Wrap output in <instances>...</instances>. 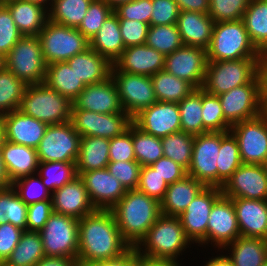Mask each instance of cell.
<instances>
[{"label":"cell","mask_w":267,"mask_h":266,"mask_svg":"<svg viewBox=\"0 0 267 266\" xmlns=\"http://www.w3.org/2000/svg\"><path fill=\"white\" fill-rule=\"evenodd\" d=\"M45 257L39 232L24 231L4 266H35Z\"/></svg>","instance_id":"d590c367"},{"label":"cell","mask_w":267,"mask_h":266,"mask_svg":"<svg viewBox=\"0 0 267 266\" xmlns=\"http://www.w3.org/2000/svg\"><path fill=\"white\" fill-rule=\"evenodd\" d=\"M71 122L81 137L112 139L128 129L132 118L127 113L103 114L83 109H71Z\"/></svg>","instance_id":"5bb4252c"},{"label":"cell","mask_w":267,"mask_h":266,"mask_svg":"<svg viewBox=\"0 0 267 266\" xmlns=\"http://www.w3.org/2000/svg\"><path fill=\"white\" fill-rule=\"evenodd\" d=\"M0 63L26 85L45 81L47 64L38 36H22Z\"/></svg>","instance_id":"8992f818"},{"label":"cell","mask_w":267,"mask_h":266,"mask_svg":"<svg viewBox=\"0 0 267 266\" xmlns=\"http://www.w3.org/2000/svg\"><path fill=\"white\" fill-rule=\"evenodd\" d=\"M4 140L37 149L48 127L19 110L1 116Z\"/></svg>","instance_id":"d4e9b609"},{"label":"cell","mask_w":267,"mask_h":266,"mask_svg":"<svg viewBox=\"0 0 267 266\" xmlns=\"http://www.w3.org/2000/svg\"><path fill=\"white\" fill-rule=\"evenodd\" d=\"M263 166H264V169H265V172H266V175H267V159H266V161L264 162Z\"/></svg>","instance_id":"979ff035"},{"label":"cell","mask_w":267,"mask_h":266,"mask_svg":"<svg viewBox=\"0 0 267 266\" xmlns=\"http://www.w3.org/2000/svg\"><path fill=\"white\" fill-rule=\"evenodd\" d=\"M22 36L9 10L0 4V62Z\"/></svg>","instance_id":"f5cc1de1"},{"label":"cell","mask_w":267,"mask_h":266,"mask_svg":"<svg viewBox=\"0 0 267 266\" xmlns=\"http://www.w3.org/2000/svg\"><path fill=\"white\" fill-rule=\"evenodd\" d=\"M225 120L232 126L263 113V83L259 73L248 83L218 95Z\"/></svg>","instance_id":"9c48e42d"},{"label":"cell","mask_w":267,"mask_h":266,"mask_svg":"<svg viewBox=\"0 0 267 266\" xmlns=\"http://www.w3.org/2000/svg\"><path fill=\"white\" fill-rule=\"evenodd\" d=\"M205 187L191 176L168 185L164 199L160 202L161 214L178 217Z\"/></svg>","instance_id":"f546056e"},{"label":"cell","mask_w":267,"mask_h":266,"mask_svg":"<svg viewBox=\"0 0 267 266\" xmlns=\"http://www.w3.org/2000/svg\"><path fill=\"white\" fill-rule=\"evenodd\" d=\"M229 198L267 200V175L263 165L242 163L221 187Z\"/></svg>","instance_id":"ac0fdd59"},{"label":"cell","mask_w":267,"mask_h":266,"mask_svg":"<svg viewBox=\"0 0 267 266\" xmlns=\"http://www.w3.org/2000/svg\"><path fill=\"white\" fill-rule=\"evenodd\" d=\"M263 83V110H267V82Z\"/></svg>","instance_id":"2a66077c"},{"label":"cell","mask_w":267,"mask_h":266,"mask_svg":"<svg viewBox=\"0 0 267 266\" xmlns=\"http://www.w3.org/2000/svg\"><path fill=\"white\" fill-rule=\"evenodd\" d=\"M79 220L52 213L39 231L45 256L77 259L79 246Z\"/></svg>","instance_id":"30bf717a"},{"label":"cell","mask_w":267,"mask_h":266,"mask_svg":"<svg viewBox=\"0 0 267 266\" xmlns=\"http://www.w3.org/2000/svg\"><path fill=\"white\" fill-rule=\"evenodd\" d=\"M190 242L179 217L161 214L134 248L146 257L176 261ZM141 246H144V251Z\"/></svg>","instance_id":"3957f363"},{"label":"cell","mask_w":267,"mask_h":266,"mask_svg":"<svg viewBox=\"0 0 267 266\" xmlns=\"http://www.w3.org/2000/svg\"><path fill=\"white\" fill-rule=\"evenodd\" d=\"M259 58L208 61L202 89L212 95H220L248 84L258 73Z\"/></svg>","instance_id":"52a82bcc"},{"label":"cell","mask_w":267,"mask_h":266,"mask_svg":"<svg viewBox=\"0 0 267 266\" xmlns=\"http://www.w3.org/2000/svg\"><path fill=\"white\" fill-rule=\"evenodd\" d=\"M80 141L71 121L48 125L36 149L39 162H76Z\"/></svg>","instance_id":"8fae6325"},{"label":"cell","mask_w":267,"mask_h":266,"mask_svg":"<svg viewBox=\"0 0 267 266\" xmlns=\"http://www.w3.org/2000/svg\"><path fill=\"white\" fill-rule=\"evenodd\" d=\"M75 164L76 162H40L37 174L44 186L53 193L77 176Z\"/></svg>","instance_id":"7dc6e473"},{"label":"cell","mask_w":267,"mask_h":266,"mask_svg":"<svg viewBox=\"0 0 267 266\" xmlns=\"http://www.w3.org/2000/svg\"><path fill=\"white\" fill-rule=\"evenodd\" d=\"M24 230L9 222L0 225V265L9 258Z\"/></svg>","instance_id":"6125c7cd"},{"label":"cell","mask_w":267,"mask_h":266,"mask_svg":"<svg viewBox=\"0 0 267 266\" xmlns=\"http://www.w3.org/2000/svg\"><path fill=\"white\" fill-rule=\"evenodd\" d=\"M23 36H38L48 20L47 7L23 0H12L3 4Z\"/></svg>","instance_id":"f1b7e54d"},{"label":"cell","mask_w":267,"mask_h":266,"mask_svg":"<svg viewBox=\"0 0 267 266\" xmlns=\"http://www.w3.org/2000/svg\"><path fill=\"white\" fill-rule=\"evenodd\" d=\"M180 11L208 13L209 0H175Z\"/></svg>","instance_id":"e7e4bbea"},{"label":"cell","mask_w":267,"mask_h":266,"mask_svg":"<svg viewBox=\"0 0 267 266\" xmlns=\"http://www.w3.org/2000/svg\"><path fill=\"white\" fill-rule=\"evenodd\" d=\"M152 0H132L113 9L119 19L137 20L150 25Z\"/></svg>","instance_id":"9f6ffc18"},{"label":"cell","mask_w":267,"mask_h":266,"mask_svg":"<svg viewBox=\"0 0 267 266\" xmlns=\"http://www.w3.org/2000/svg\"><path fill=\"white\" fill-rule=\"evenodd\" d=\"M207 62L204 48L183 45L165 56L164 70L198 89L204 84Z\"/></svg>","instance_id":"e0dca14e"},{"label":"cell","mask_w":267,"mask_h":266,"mask_svg":"<svg viewBox=\"0 0 267 266\" xmlns=\"http://www.w3.org/2000/svg\"><path fill=\"white\" fill-rule=\"evenodd\" d=\"M222 195V189L205 186L178 217L185 235L191 242L207 244V225L214 202Z\"/></svg>","instance_id":"9a60e30c"},{"label":"cell","mask_w":267,"mask_h":266,"mask_svg":"<svg viewBox=\"0 0 267 266\" xmlns=\"http://www.w3.org/2000/svg\"><path fill=\"white\" fill-rule=\"evenodd\" d=\"M44 83L73 102L86 87L67 62L47 65Z\"/></svg>","instance_id":"836d02e7"},{"label":"cell","mask_w":267,"mask_h":266,"mask_svg":"<svg viewBox=\"0 0 267 266\" xmlns=\"http://www.w3.org/2000/svg\"><path fill=\"white\" fill-rule=\"evenodd\" d=\"M9 186H11V184L6 174L3 161H2V157H1V152H0V189L6 188Z\"/></svg>","instance_id":"8c879c8a"},{"label":"cell","mask_w":267,"mask_h":266,"mask_svg":"<svg viewBox=\"0 0 267 266\" xmlns=\"http://www.w3.org/2000/svg\"><path fill=\"white\" fill-rule=\"evenodd\" d=\"M38 37L47 65L66 62L90 48L89 40L77 28L57 24L49 19Z\"/></svg>","instance_id":"ba28073f"},{"label":"cell","mask_w":267,"mask_h":266,"mask_svg":"<svg viewBox=\"0 0 267 266\" xmlns=\"http://www.w3.org/2000/svg\"><path fill=\"white\" fill-rule=\"evenodd\" d=\"M72 102L45 83L27 85L18 110L47 125L71 121Z\"/></svg>","instance_id":"5b68a950"},{"label":"cell","mask_w":267,"mask_h":266,"mask_svg":"<svg viewBox=\"0 0 267 266\" xmlns=\"http://www.w3.org/2000/svg\"><path fill=\"white\" fill-rule=\"evenodd\" d=\"M112 13L113 8L104 0H93L77 29L90 41Z\"/></svg>","instance_id":"f907efd6"},{"label":"cell","mask_w":267,"mask_h":266,"mask_svg":"<svg viewBox=\"0 0 267 266\" xmlns=\"http://www.w3.org/2000/svg\"><path fill=\"white\" fill-rule=\"evenodd\" d=\"M78 260L101 262L121 257L132 247L122 237L111 210L96 209L79 220Z\"/></svg>","instance_id":"6da1fadb"},{"label":"cell","mask_w":267,"mask_h":266,"mask_svg":"<svg viewBox=\"0 0 267 266\" xmlns=\"http://www.w3.org/2000/svg\"><path fill=\"white\" fill-rule=\"evenodd\" d=\"M90 48L105 57L112 65L125 49L121 37L119 18L113 12L100 30L90 39Z\"/></svg>","instance_id":"1f68e13d"},{"label":"cell","mask_w":267,"mask_h":266,"mask_svg":"<svg viewBox=\"0 0 267 266\" xmlns=\"http://www.w3.org/2000/svg\"><path fill=\"white\" fill-rule=\"evenodd\" d=\"M119 26L125 48L145 44L149 24L137 20L119 19Z\"/></svg>","instance_id":"680465c9"},{"label":"cell","mask_w":267,"mask_h":266,"mask_svg":"<svg viewBox=\"0 0 267 266\" xmlns=\"http://www.w3.org/2000/svg\"><path fill=\"white\" fill-rule=\"evenodd\" d=\"M9 1H12V0H0V4H5V3L9 2Z\"/></svg>","instance_id":"deb4b68c"},{"label":"cell","mask_w":267,"mask_h":266,"mask_svg":"<svg viewBox=\"0 0 267 266\" xmlns=\"http://www.w3.org/2000/svg\"><path fill=\"white\" fill-rule=\"evenodd\" d=\"M20 198L31 205L36 202L51 200L50 191L44 186L41 177L35 178L34 174L20 178L11 184ZM18 187V188H17Z\"/></svg>","instance_id":"816d5d0a"},{"label":"cell","mask_w":267,"mask_h":266,"mask_svg":"<svg viewBox=\"0 0 267 266\" xmlns=\"http://www.w3.org/2000/svg\"><path fill=\"white\" fill-rule=\"evenodd\" d=\"M102 266H126V253L119 258L102 261Z\"/></svg>","instance_id":"753ad0ef"},{"label":"cell","mask_w":267,"mask_h":266,"mask_svg":"<svg viewBox=\"0 0 267 266\" xmlns=\"http://www.w3.org/2000/svg\"><path fill=\"white\" fill-rule=\"evenodd\" d=\"M141 165L136 161H117L109 162L107 170L111 175L115 176L126 190L137 189Z\"/></svg>","instance_id":"11a10c76"},{"label":"cell","mask_w":267,"mask_h":266,"mask_svg":"<svg viewBox=\"0 0 267 266\" xmlns=\"http://www.w3.org/2000/svg\"><path fill=\"white\" fill-rule=\"evenodd\" d=\"M157 101L179 103L195 88L187 81L175 77L165 70L150 76Z\"/></svg>","instance_id":"f35d334b"},{"label":"cell","mask_w":267,"mask_h":266,"mask_svg":"<svg viewBox=\"0 0 267 266\" xmlns=\"http://www.w3.org/2000/svg\"><path fill=\"white\" fill-rule=\"evenodd\" d=\"M181 131L192 135L207 133L202 122V88L193 90L179 103Z\"/></svg>","instance_id":"ab89813d"},{"label":"cell","mask_w":267,"mask_h":266,"mask_svg":"<svg viewBox=\"0 0 267 266\" xmlns=\"http://www.w3.org/2000/svg\"><path fill=\"white\" fill-rule=\"evenodd\" d=\"M145 266H180L177 261L156 259L145 256Z\"/></svg>","instance_id":"89a4df30"},{"label":"cell","mask_w":267,"mask_h":266,"mask_svg":"<svg viewBox=\"0 0 267 266\" xmlns=\"http://www.w3.org/2000/svg\"><path fill=\"white\" fill-rule=\"evenodd\" d=\"M109 163V139L102 137H81L76 173L106 168Z\"/></svg>","instance_id":"d6a6232c"},{"label":"cell","mask_w":267,"mask_h":266,"mask_svg":"<svg viewBox=\"0 0 267 266\" xmlns=\"http://www.w3.org/2000/svg\"><path fill=\"white\" fill-rule=\"evenodd\" d=\"M168 183L172 184L182 180L187 171L179 164L165 156L150 165Z\"/></svg>","instance_id":"be15d7a7"},{"label":"cell","mask_w":267,"mask_h":266,"mask_svg":"<svg viewBox=\"0 0 267 266\" xmlns=\"http://www.w3.org/2000/svg\"><path fill=\"white\" fill-rule=\"evenodd\" d=\"M26 84L0 63V115L18 110Z\"/></svg>","instance_id":"7bdbcfd3"},{"label":"cell","mask_w":267,"mask_h":266,"mask_svg":"<svg viewBox=\"0 0 267 266\" xmlns=\"http://www.w3.org/2000/svg\"><path fill=\"white\" fill-rule=\"evenodd\" d=\"M263 113H264L265 115H267V110H263Z\"/></svg>","instance_id":"67dfc351"},{"label":"cell","mask_w":267,"mask_h":266,"mask_svg":"<svg viewBox=\"0 0 267 266\" xmlns=\"http://www.w3.org/2000/svg\"><path fill=\"white\" fill-rule=\"evenodd\" d=\"M145 44L165 56L184 45L177 24L150 25Z\"/></svg>","instance_id":"bcb514c9"},{"label":"cell","mask_w":267,"mask_h":266,"mask_svg":"<svg viewBox=\"0 0 267 266\" xmlns=\"http://www.w3.org/2000/svg\"><path fill=\"white\" fill-rule=\"evenodd\" d=\"M168 185L150 165L141 167L137 190L161 202L165 197Z\"/></svg>","instance_id":"db71d44e"},{"label":"cell","mask_w":267,"mask_h":266,"mask_svg":"<svg viewBox=\"0 0 267 266\" xmlns=\"http://www.w3.org/2000/svg\"><path fill=\"white\" fill-rule=\"evenodd\" d=\"M132 143L136 161L141 166H149L164 156L161 138L143 132L133 123Z\"/></svg>","instance_id":"f6af8a7d"},{"label":"cell","mask_w":267,"mask_h":266,"mask_svg":"<svg viewBox=\"0 0 267 266\" xmlns=\"http://www.w3.org/2000/svg\"><path fill=\"white\" fill-rule=\"evenodd\" d=\"M152 9L150 25L177 23L180 10L175 0H152Z\"/></svg>","instance_id":"91938a15"},{"label":"cell","mask_w":267,"mask_h":266,"mask_svg":"<svg viewBox=\"0 0 267 266\" xmlns=\"http://www.w3.org/2000/svg\"><path fill=\"white\" fill-rule=\"evenodd\" d=\"M195 135L177 132L161 138L163 154L181 165L186 171L192 160V148Z\"/></svg>","instance_id":"ee69618b"},{"label":"cell","mask_w":267,"mask_h":266,"mask_svg":"<svg viewBox=\"0 0 267 266\" xmlns=\"http://www.w3.org/2000/svg\"><path fill=\"white\" fill-rule=\"evenodd\" d=\"M227 247L232 250L227 257L234 266H262L267 262V240L262 238L239 236Z\"/></svg>","instance_id":"e575fe53"},{"label":"cell","mask_w":267,"mask_h":266,"mask_svg":"<svg viewBox=\"0 0 267 266\" xmlns=\"http://www.w3.org/2000/svg\"><path fill=\"white\" fill-rule=\"evenodd\" d=\"M122 107L131 118L157 102L150 76L111 71Z\"/></svg>","instance_id":"4fadbf2b"},{"label":"cell","mask_w":267,"mask_h":266,"mask_svg":"<svg viewBox=\"0 0 267 266\" xmlns=\"http://www.w3.org/2000/svg\"><path fill=\"white\" fill-rule=\"evenodd\" d=\"M126 266H145V256L138 254L132 247L126 252Z\"/></svg>","instance_id":"003e7915"},{"label":"cell","mask_w":267,"mask_h":266,"mask_svg":"<svg viewBox=\"0 0 267 266\" xmlns=\"http://www.w3.org/2000/svg\"><path fill=\"white\" fill-rule=\"evenodd\" d=\"M79 177L95 209L110 210L127 191L107 168L83 172Z\"/></svg>","instance_id":"44dd1931"},{"label":"cell","mask_w":267,"mask_h":266,"mask_svg":"<svg viewBox=\"0 0 267 266\" xmlns=\"http://www.w3.org/2000/svg\"><path fill=\"white\" fill-rule=\"evenodd\" d=\"M107 4H109L113 9L122 3H127L132 0H104Z\"/></svg>","instance_id":"11e5206c"},{"label":"cell","mask_w":267,"mask_h":266,"mask_svg":"<svg viewBox=\"0 0 267 266\" xmlns=\"http://www.w3.org/2000/svg\"><path fill=\"white\" fill-rule=\"evenodd\" d=\"M251 0H209L208 15L216 22L242 20Z\"/></svg>","instance_id":"681fc988"},{"label":"cell","mask_w":267,"mask_h":266,"mask_svg":"<svg viewBox=\"0 0 267 266\" xmlns=\"http://www.w3.org/2000/svg\"><path fill=\"white\" fill-rule=\"evenodd\" d=\"M205 266H234L231 260L224 255L217 256L213 259H210Z\"/></svg>","instance_id":"2644e50d"},{"label":"cell","mask_w":267,"mask_h":266,"mask_svg":"<svg viewBox=\"0 0 267 266\" xmlns=\"http://www.w3.org/2000/svg\"><path fill=\"white\" fill-rule=\"evenodd\" d=\"M110 210L131 247L140 242L161 215L160 202L137 189L127 190Z\"/></svg>","instance_id":"7a4b0ae2"},{"label":"cell","mask_w":267,"mask_h":266,"mask_svg":"<svg viewBox=\"0 0 267 266\" xmlns=\"http://www.w3.org/2000/svg\"><path fill=\"white\" fill-rule=\"evenodd\" d=\"M71 109H83L103 114L125 113L116 83L111 76L103 82L86 85L72 102Z\"/></svg>","instance_id":"7402d4cb"},{"label":"cell","mask_w":267,"mask_h":266,"mask_svg":"<svg viewBox=\"0 0 267 266\" xmlns=\"http://www.w3.org/2000/svg\"><path fill=\"white\" fill-rule=\"evenodd\" d=\"M258 68L261 81L267 82V47L259 52Z\"/></svg>","instance_id":"a7ac6f4b"},{"label":"cell","mask_w":267,"mask_h":266,"mask_svg":"<svg viewBox=\"0 0 267 266\" xmlns=\"http://www.w3.org/2000/svg\"><path fill=\"white\" fill-rule=\"evenodd\" d=\"M165 55L146 44L124 49L113 63L111 71H122L143 76H152L164 70Z\"/></svg>","instance_id":"cb8c5ba5"},{"label":"cell","mask_w":267,"mask_h":266,"mask_svg":"<svg viewBox=\"0 0 267 266\" xmlns=\"http://www.w3.org/2000/svg\"><path fill=\"white\" fill-rule=\"evenodd\" d=\"M28 205L14 187L0 189V225L6 222L26 231Z\"/></svg>","instance_id":"b9f144b4"},{"label":"cell","mask_w":267,"mask_h":266,"mask_svg":"<svg viewBox=\"0 0 267 266\" xmlns=\"http://www.w3.org/2000/svg\"><path fill=\"white\" fill-rule=\"evenodd\" d=\"M259 52L252 43L243 20L216 22L206 49L208 61L259 58Z\"/></svg>","instance_id":"277c9868"},{"label":"cell","mask_w":267,"mask_h":266,"mask_svg":"<svg viewBox=\"0 0 267 266\" xmlns=\"http://www.w3.org/2000/svg\"><path fill=\"white\" fill-rule=\"evenodd\" d=\"M53 213L52 201L45 200L28 205L26 231L39 232Z\"/></svg>","instance_id":"94428289"},{"label":"cell","mask_w":267,"mask_h":266,"mask_svg":"<svg viewBox=\"0 0 267 266\" xmlns=\"http://www.w3.org/2000/svg\"><path fill=\"white\" fill-rule=\"evenodd\" d=\"M66 62L85 85L103 82L111 76L112 64L91 48Z\"/></svg>","instance_id":"4dcf8cb0"},{"label":"cell","mask_w":267,"mask_h":266,"mask_svg":"<svg viewBox=\"0 0 267 266\" xmlns=\"http://www.w3.org/2000/svg\"><path fill=\"white\" fill-rule=\"evenodd\" d=\"M249 37L260 51L267 47V0H251L242 18Z\"/></svg>","instance_id":"74e56055"},{"label":"cell","mask_w":267,"mask_h":266,"mask_svg":"<svg viewBox=\"0 0 267 266\" xmlns=\"http://www.w3.org/2000/svg\"><path fill=\"white\" fill-rule=\"evenodd\" d=\"M240 230L232 200L223 194L214 202L207 225V243H214L218 249L234 242Z\"/></svg>","instance_id":"ffe728a7"},{"label":"cell","mask_w":267,"mask_h":266,"mask_svg":"<svg viewBox=\"0 0 267 266\" xmlns=\"http://www.w3.org/2000/svg\"><path fill=\"white\" fill-rule=\"evenodd\" d=\"M132 123L157 138L181 131L178 103L157 101L132 118Z\"/></svg>","instance_id":"d6986e66"},{"label":"cell","mask_w":267,"mask_h":266,"mask_svg":"<svg viewBox=\"0 0 267 266\" xmlns=\"http://www.w3.org/2000/svg\"><path fill=\"white\" fill-rule=\"evenodd\" d=\"M74 266H102V261L101 262H86L83 260L76 259Z\"/></svg>","instance_id":"34e18365"},{"label":"cell","mask_w":267,"mask_h":266,"mask_svg":"<svg viewBox=\"0 0 267 266\" xmlns=\"http://www.w3.org/2000/svg\"><path fill=\"white\" fill-rule=\"evenodd\" d=\"M54 213L63 214L80 220L95 211L82 179L77 175L63 187L51 194Z\"/></svg>","instance_id":"603a6c76"},{"label":"cell","mask_w":267,"mask_h":266,"mask_svg":"<svg viewBox=\"0 0 267 266\" xmlns=\"http://www.w3.org/2000/svg\"><path fill=\"white\" fill-rule=\"evenodd\" d=\"M202 122L208 132H229L231 125L225 120L220 99L202 89Z\"/></svg>","instance_id":"c3c4849f"},{"label":"cell","mask_w":267,"mask_h":266,"mask_svg":"<svg viewBox=\"0 0 267 266\" xmlns=\"http://www.w3.org/2000/svg\"><path fill=\"white\" fill-rule=\"evenodd\" d=\"M3 141H4V131H3L2 120H1V115H0V148L2 146Z\"/></svg>","instance_id":"09005b40"},{"label":"cell","mask_w":267,"mask_h":266,"mask_svg":"<svg viewBox=\"0 0 267 266\" xmlns=\"http://www.w3.org/2000/svg\"><path fill=\"white\" fill-rule=\"evenodd\" d=\"M240 235L267 240V200L230 198Z\"/></svg>","instance_id":"484cf974"},{"label":"cell","mask_w":267,"mask_h":266,"mask_svg":"<svg viewBox=\"0 0 267 266\" xmlns=\"http://www.w3.org/2000/svg\"><path fill=\"white\" fill-rule=\"evenodd\" d=\"M217 163V187H222L242 164L236 138L229 132H220V149Z\"/></svg>","instance_id":"8d00e7d4"},{"label":"cell","mask_w":267,"mask_h":266,"mask_svg":"<svg viewBox=\"0 0 267 266\" xmlns=\"http://www.w3.org/2000/svg\"><path fill=\"white\" fill-rule=\"evenodd\" d=\"M220 149V132L195 135L192 160L187 175L205 186L217 187V157Z\"/></svg>","instance_id":"2e32d148"},{"label":"cell","mask_w":267,"mask_h":266,"mask_svg":"<svg viewBox=\"0 0 267 266\" xmlns=\"http://www.w3.org/2000/svg\"><path fill=\"white\" fill-rule=\"evenodd\" d=\"M244 164L263 165L267 159V115L244 120L231 126Z\"/></svg>","instance_id":"7c38bea8"},{"label":"cell","mask_w":267,"mask_h":266,"mask_svg":"<svg viewBox=\"0 0 267 266\" xmlns=\"http://www.w3.org/2000/svg\"><path fill=\"white\" fill-rule=\"evenodd\" d=\"M23 1L36 3V4H39L43 7H45L46 6L45 3L47 4L48 1H52V0H23Z\"/></svg>","instance_id":"b9fcfbb0"},{"label":"cell","mask_w":267,"mask_h":266,"mask_svg":"<svg viewBox=\"0 0 267 266\" xmlns=\"http://www.w3.org/2000/svg\"><path fill=\"white\" fill-rule=\"evenodd\" d=\"M136 160L132 143V123L121 135L109 139V162Z\"/></svg>","instance_id":"6f0895ef"},{"label":"cell","mask_w":267,"mask_h":266,"mask_svg":"<svg viewBox=\"0 0 267 266\" xmlns=\"http://www.w3.org/2000/svg\"><path fill=\"white\" fill-rule=\"evenodd\" d=\"M75 259L67 257L45 256L35 266H74Z\"/></svg>","instance_id":"03108f58"},{"label":"cell","mask_w":267,"mask_h":266,"mask_svg":"<svg viewBox=\"0 0 267 266\" xmlns=\"http://www.w3.org/2000/svg\"><path fill=\"white\" fill-rule=\"evenodd\" d=\"M93 0H52L48 19L64 26L78 28ZM52 9V10H51Z\"/></svg>","instance_id":"60d3db41"},{"label":"cell","mask_w":267,"mask_h":266,"mask_svg":"<svg viewBox=\"0 0 267 266\" xmlns=\"http://www.w3.org/2000/svg\"><path fill=\"white\" fill-rule=\"evenodd\" d=\"M176 24L184 45L209 47L215 22L208 13L180 11Z\"/></svg>","instance_id":"83f0119b"},{"label":"cell","mask_w":267,"mask_h":266,"mask_svg":"<svg viewBox=\"0 0 267 266\" xmlns=\"http://www.w3.org/2000/svg\"><path fill=\"white\" fill-rule=\"evenodd\" d=\"M0 152L10 184L38 171L40 162L36 149L4 140Z\"/></svg>","instance_id":"4316f807"}]
</instances>
